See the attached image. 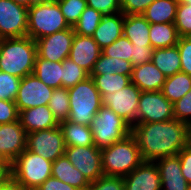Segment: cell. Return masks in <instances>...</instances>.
Returning <instances> with one entry per match:
<instances>
[{
	"label": "cell",
	"mask_w": 191,
	"mask_h": 190,
	"mask_svg": "<svg viewBox=\"0 0 191 190\" xmlns=\"http://www.w3.org/2000/svg\"><path fill=\"white\" fill-rule=\"evenodd\" d=\"M188 125L177 119L165 122L135 124L134 136L143 161L155 162L168 156L178 155L187 145Z\"/></svg>",
	"instance_id": "1"
},
{
	"label": "cell",
	"mask_w": 191,
	"mask_h": 190,
	"mask_svg": "<svg viewBox=\"0 0 191 190\" xmlns=\"http://www.w3.org/2000/svg\"><path fill=\"white\" fill-rule=\"evenodd\" d=\"M36 57V41L29 36L0 42V71L22 79L34 72Z\"/></svg>",
	"instance_id": "2"
},
{
	"label": "cell",
	"mask_w": 191,
	"mask_h": 190,
	"mask_svg": "<svg viewBox=\"0 0 191 190\" xmlns=\"http://www.w3.org/2000/svg\"><path fill=\"white\" fill-rule=\"evenodd\" d=\"M102 171L106 176L124 177L142 162L140 150L132 134L101 149Z\"/></svg>",
	"instance_id": "3"
},
{
	"label": "cell",
	"mask_w": 191,
	"mask_h": 190,
	"mask_svg": "<svg viewBox=\"0 0 191 190\" xmlns=\"http://www.w3.org/2000/svg\"><path fill=\"white\" fill-rule=\"evenodd\" d=\"M70 28L56 0H39L28 8L27 36L33 40Z\"/></svg>",
	"instance_id": "4"
},
{
	"label": "cell",
	"mask_w": 191,
	"mask_h": 190,
	"mask_svg": "<svg viewBox=\"0 0 191 190\" xmlns=\"http://www.w3.org/2000/svg\"><path fill=\"white\" fill-rule=\"evenodd\" d=\"M70 113L68 121L90 126L102 104V96L94 80L88 77L85 81L68 88Z\"/></svg>",
	"instance_id": "5"
},
{
	"label": "cell",
	"mask_w": 191,
	"mask_h": 190,
	"mask_svg": "<svg viewBox=\"0 0 191 190\" xmlns=\"http://www.w3.org/2000/svg\"><path fill=\"white\" fill-rule=\"evenodd\" d=\"M52 163L25 149L11 164V176L27 190H36L52 176Z\"/></svg>",
	"instance_id": "6"
},
{
	"label": "cell",
	"mask_w": 191,
	"mask_h": 190,
	"mask_svg": "<svg viewBox=\"0 0 191 190\" xmlns=\"http://www.w3.org/2000/svg\"><path fill=\"white\" fill-rule=\"evenodd\" d=\"M94 145L105 148L131 134L132 126L108 107L101 106L90 123Z\"/></svg>",
	"instance_id": "7"
},
{
	"label": "cell",
	"mask_w": 191,
	"mask_h": 190,
	"mask_svg": "<svg viewBox=\"0 0 191 190\" xmlns=\"http://www.w3.org/2000/svg\"><path fill=\"white\" fill-rule=\"evenodd\" d=\"M26 149L54 162L66 149L60 126L27 134Z\"/></svg>",
	"instance_id": "8"
},
{
	"label": "cell",
	"mask_w": 191,
	"mask_h": 190,
	"mask_svg": "<svg viewBox=\"0 0 191 190\" xmlns=\"http://www.w3.org/2000/svg\"><path fill=\"white\" fill-rule=\"evenodd\" d=\"M174 119L173 104L164 97L162 91H142L136 124L165 122Z\"/></svg>",
	"instance_id": "9"
},
{
	"label": "cell",
	"mask_w": 191,
	"mask_h": 190,
	"mask_svg": "<svg viewBox=\"0 0 191 190\" xmlns=\"http://www.w3.org/2000/svg\"><path fill=\"white\" fill-rule=\"evenodd\" d=\"M64 155L90 182L104 176L102 171L101 149L91 146H66Z\"/></svg>",
	"instance_id": "10"
},
{
	"label": "cell",
	"mask_w": 191,
	"mask_h": 190,
	"mask_svg": "<svg viewBox=\"0 0 191 190\" xmlns=\"http://www.w3.org/2000/svg\"><path fill=\"white\" fill-rule=\"evenodd\" d=\"M28 8L13 0H0V36L2 39L27 36Z\"/></svg>",
	"instance_id": "11"
},
{
	"label": "cell",
	"mask_w": 191,
	"mask_h": 190,
	"mask_svg": "<svg viewBox=\"0 0 191 190\" xmlns=\"http://www.w3.org/2000/svg\"><path fill=\"white\" fill-rule=\"evenodd\" d=\"M141 90L132 82L123 89L102 96V104L113 110L131 126L136 124Z\"/></svg>",
	"instance_id": "12"
},
{
	"label": "cell",
	"mask_w": 191,
	"mask_h": 190,
	"mask_svg": "<svg viewBox=\"0 0 191 190\" xmlns=\"http://www.w3.org/2000/svg\"><path fill=\"white\" fill-rule=\"evenodd\" d=\"M54 88L47 86L32 73L20 80L15 104L18 112L32 107L48 105Z\"/></svg>",
	"instance_id": "13"
},
{
	"label": "cell",
	"mask_w": 191,
	"mask_h": 190,
	"mask_svg": "<svg viewBox=\"0 0 191 190\" xmlns=\"http://www.w3.org/2000/svg\"><path fill=\"white\" fill-rule=\"evenodd\" d=\"M74 36V29L70 27L37 39V56L51 62H61L69 58Z\"/></svg>",
	"instance_id": "14"
},
{
	"label": "cell",
	"mask_w": 191,
	"mask_h": 190,
	"mask_svg": "<svg viewBox=\"0 0 191 190\" xmlns=\"http://www.w3.org/2000/svg\"><path fill=\"white\" fill-rule=\"evenodd\" d=\"M27 132L17 121L0 124V154L11 164L25 149Z\"/></svg>",
	"instance_id": "15"
},
{
	"label": "cell",
	"mask_w": 191,
	"mask_h": 190,
	"mask_svg": "<svg viewBox=\"0 0 191 190\" xmlns=\"http://www.w3.org/2000/svg\"><path fill=\"white\" fill-rule=\"evenodd\" d=\"M123 180L124 190H162L157 165L152 161H143Z\"/></svg>",
	"instance_id": "16"
},
{
	"label": "cell",
	"mask_w": 191,
	"mask_h": 190,
	"mask_svg": "<svg viewBox=\"0 0 191 190\" xmlns=\"http://www.w3.org/2000/svg\"><path fill=\"white\" fill-rule=\"evenodd\" d=\"M101 51L93 37L75 34L69 58L90 74Z\"/></svg>",
	"instance_id": "17"
},
{
	"label": "cell",
	"mask_w": 191,
	"mask_h": 190,
	"mask_svg": "<svg viewBox=\"0 0 191 190\" xmlns=\"http://www.w3.org/2000/svg\"><path fill=\"white\" fill-rule=\"evenodd\" d=\"M22 127L28 133L47 130L59 126L48 105L21 110L18 117Z\"/></svg>",
	"instance_id": "18"
},
{
	"label": "cell",
	"mask_w": 191,
	"mask_h": 190,
	"mask_svg": "<svg viewBox=\"0 0 191 190\" xmlns=\"http://www.w3.org/2000/svg\"><path fill=\"white\" fill-rule=\"evenodd\" d=\"M155 163L161 178L163 190H187L188 182L181 173V164L178 155L157 159Z\"/></svg>",
	"instance_id": "19"
},
{
	"label": "cell",
	"mask_w": 191,
	"mask_h": 190,
	"mask_svg": "<svg viewBox=\"0 0 191 190\" xmlns=\"http://www.w3.org/2000/svg\"><path fill=\"white\" fill-rule=\"evenodd\" d=\"M166 76L150 61L133 66L131 82L141 91H161Z\"/></svg>",
	"instance_id": "20"
},
{
	"label": "cell",
	"mask_w": 191,
	"mask_h": 190,
	"mask_svg": "<svg viewBox=\"0 0 191 190\" xmlns=\"http://www.w3.org/2000/svg\"><path fill=\"white\" fill-rule=\"evenodd\" d=\"M124 15L123 12H118L111 16L102 17L92 36L101 50L123 35Z\"/></svg>",
	"instance_id": "21"
},
{
	"label": "cell",
	"mask_w": 191,
	"mask_h": 190,
	"mask_svg": "<svg viewBox=\"0 0 191 190\" xmlns=\"http://www.w3.org/2000/svg\"><path fill=\"white\" fill-rule=\"evenodd\" d=\"M149 29L150 23L143 15H124L123 35L134 46H151Z\"/></svg>",
	"instance_id": "22"
},
{
	"label": "cell",
	"mask_w": 191,
	"mask_h": 190,
	"mask_svg": "<svg viewBox=\"0 0 191 190\" xmlns=\"http://www.w3.org/2000/svg\"><path fill=\"white\" fill-rule=\"evenodd\" d=\"M52 177L79 190H86L90 185V182L71 164L65 155L52 163Z\"/></svg>",
	"instance_id": "23"
},
{
	"label": "cell",
	"mask_w": 191,
	"mask_h": 190,
	"mask_svg": "<svg viewBox=\"0 0 191 190\" xmlns=\"http://www.w3.org/2000/svg\"><path fill=\"white\" fill-rule=\"evenodd\" d=\"M151 62L166 76H172L181 71L180 52L177 45L154 49Z\"/></svg>",
	"instance_id": "24"
},
{
	"label": "cell",
	"mask_w": 191,
	"mask_h": 190,
	"mask_svg": "<svg viewBox=\"0 0 191 190\" xmlns=\"http://www.w3.org/2000/svg\"><path fill=\"white\" fill-rule=\"evenodd\" d=\"M178 0H155L142 14L150 24L174 23Z\"/></svg>",
	"instance_id": "25"
},
{
	"label": "cell",
	"mask_w": 191,
	"mask_h": 190,
	"mask_svg": "<svg viewBox=\"0 0 191 190\" xmlns=\"http://www.w3.org/2000/svg\"><path fill=\"white\" fill-rule=\"evenodd\" d=\"M59 126L62 129L66 146H91L94 145L93 134L90 126L62 121Z\"/></svg>",
	"instance_id": "26"
},
{
	"label": "cell",
	"mask_w": 191,
	"mask_h": 190,
	"mask_svg": "<svg viewBox=\"0 0 191 190\" xmlns=\"http://www.w3.org/2000/svg\"><path fill=\"white\" fill-rule=\"evenodd\" d=\"M179 34L174 23L150 24L149 39L154 49H161L177 45Z\"/></svg>",
	"instance_id": "27"
},
{
	"label": "cell",
	"mask_w": 191,
	"mask_h": 190,
	"mask_svg": "<svg viewBox=\"0 0 191 190\" xmlns=\"http://www.w3.org/2000/svg\"><path fill=\"white\" fill-rule=\"evenodd\" d=\"M33 73L49 87H62V61L51 62L37 56Z\"/></svg>",
	"instance_id": "28"
},
{
	"label": "cell",
	"mask_w": 191,
	"mask_h": 190,
	"mask_svg": "<svg viewBox=\"0 0 191 190\" xmlns=\"http://www.w3.org/2000/svg\"><path fill=\"white\" fill-rule=\"evenodd\" d=\"M191 90V76L180 71L176 74L166 77L162 93L172 104L182 98Z\"/></svg>",
	"instance_id": "29"
},
{
	"label": "cell",
	"mask_w": 191,
	"mask_h": 190,
	"mask_svg": "<svg viewBox=\"0 0 191 190\" xmlns=\"http://www.w3.org/2000/svg\"><path fill=\"white\" fill-rule=\"evenodd\" d=\"M133 65L130 61L123 59L112 58L100 54V57L95 62L94 67L89 75H102V74H122L132 76Z\"/></svg>",
	"instance_id": "30"
},
{
	"label": "cell",
	"mask_w": 191,
	"mask_h": 190,
	"mask_svg": "<svg viewBox=\"0 0 191 190\" xmlns=\"http://www.w3.org/2000/svg\"><path fill=\"white\" fill-rule=\"evenodd\" d=\"M94 80L95 86L101 96L106 93H114L131 83V77L122 74L89 75Z\"/></svg>",
	"instance_id": "31"
},
{
	"label": "cell",
	"mask_w": 191,
	"mask_h": 190,
	"mask_svg": "<svg viewBox=\"0 0 191 190\" xmlns=\"http://www.w3.org/2000/svg\"><path fill=\"white\" fill-rule=\"evenodd\" d=\"M48 107L59 123L68 120L70 113L68 89L64 87L55 88L48 102Z\"/></svg>",
	"instance_id": "32"
},
{
	"label": "cell",
	"mask_w": 191,
	"mask_h": 190,
	"mask_svg": "<svg viewBox=\"0 0 191 190\" xmlns=\"http://www.w3.org/2000/svg\"><path fill=\"white\" fill-rule=\"evenodd\" d=\"M102 17L103 16L99 11L87 6L82 12L77 23L73 26L74 33L77 35L92 37Z\"/></svg>",
	"instance_id": "33"
},
{
	"label": "cell",
	"mask_w": 191,
	"mask_h": 190,
	"mask_svg": "<svg viewBox=\"0 0 191 190\" xmlns=\"http://www.w3.org/2000/svg\"><path fill=\"white\" fill-rule=\"evenodd\" d=\"M88 77L89 73L70 58L62 61V87L71 88Z\"/></svg>",
	"instance_id": "34"
},
{
	"label": "cell",
	"mask_w": 191,
	"mask_h": 190,
	"mask_svg": "<svg viewBox=\"0 0 191 190\" xmlns=\"http://www.w3.org/2000/svg\"><path fill=\"white\" fill-rule=\"evenodd\" d=\"M132 51L133 44L126 36L122 35L111 45H108L106 48L102 49L101 53L112 58L114 57L130 61L132 64Z\"/></svg>",
	"instance_id": "35"
},
{
	"label": "cell",
	"mask_w": 191,
	"mask_h": 190,
	"mask_svg": "<svg viewBox=\"0 0 191 190\" xmlns=\"http://www.w3.org/2000/svg\"><path fill=\"white\" fill-rule=\"evenodd\" d=\"M68 25L73 27L87 7L86 0H56Z\"/></svg>",
	"instance_id": "36"
},
{
	"label": "cell",
	"mask_w": 191,
	"mask_h": 190,
	"mask_svg": "<svg viewBox=\"0 0 191 190\" xmlns=\"http://www.w3.org/2000/svg\"><path fill=\"white\" fill-rule=\"evenodd\" d=\"M21 78L0 71V100L15 101Z\"/></svg>",
	"instance_id": "37"
},
{
	"label": "cell",
	"mask_w": 191,
	"mask_h": 190,
	"mask_svg": "<svg viewBox=\"0 0 191 190\" xmlns=\"http://www.w3.org/2000/svg\"><path fill=\"white\" fill-rule=\"evenodd\" d=\"M174 24L180 37H191V5L178 3Z\"/></svg>",
	"instance_id": "38"
},
{
	"label": "cell",
	"mask_w": 191,
	"mask_h": 190,
	"mask_svg": "<svg viewBox=\"0 0 191 190\" xmlns=\"http://www.w3.org/2000/svg\"><path fill=\"white\" fill-rule=\"evenodd\" d=\"M174 118L191 125V90L173 104Z\"/></svg>",
	"instance_id": "39"
},
{
	"label": "cell",
	"mask_w": 191,
	"mask_h": 190,
	"mask_svg": "<svg viewBox=\"0 0 191 190\" xmlns=\"http://www.w3.org/2000/svg\"><path fill=\"white\" fill-rule=\"evenodd\" d=\"M86 190H124V180L121 176H102L90 183Z\"/></svg>",
	"instance_id": "40"
},
{
	"label": "cell",
	"mask_w": 191,
	"mask_h": 190,
	"mask_svg": "<svg viewBox=\"0 0 191 190\" xmlns=\"http://www.w3.org/2000/svg\"><path fill=\"white\" fill-rule=\"evenodd\" d=\"M87 6L99 11L102 16L121 12V0H86Z\"/></svg>",
	"instance_id": "41"
},
{
	"label": "cell",
	"mask_w": 191,
	"mask_h": 190,
	"mask_svg": "<svg viewBox=\"0 0 191 190\" xmlns=\"http://www.w3.org/2000/svg\"><path fill=\"white\" fill-rule=\"evenodd\" d=\"M177 47L180 52L181 71L191 76V37H180Z\"/></svg>",
	"instance_id": "42"
},
{
	"label": "cell",
	"mask_w": 191,
	"mask_h": 190,
	"mask_svg": "<svg viewBox=\"0 0 191 190\" xmlns=\"http://www.w3.org/2000/svg\"><path fill=\"white\" fill-rule=\"evenodd\" d=\"M155 0H121V12L125 15H142Z\"/></svg>",
	"instance_id": "43"
},
{
	"label": "cell",
	"mask_w": 191,
	"mask_h": 190,
	"mask_svg": "<svg viewBox=\"0 0 191 190\" xmlns=\"http://www.w3.org/2000/svg\"><path fill=\"white\" fill-rule=\"evenodd\" d=\"M18 117L15 101L0 100V124L17 121Z\"/></svg>",
	"instance_id": "44"
},
{
	"label": "cell",
	"mask_w": 191,
	"mask_h": 190,
	"mask_svg": "<svg viewBox=\"0 0 191 190\" xmlns=\"http://www.w3.org/2000/svg\"><path fill=\"white\" fill-rule=\"evenodd\" d=\"M154 48L152 46H134L132 51V65L139 66L150 62Z\"/></svg>",
	"instance_id": "45"
},
{
	"label": "cell",
	"mask_w": 191,
	"mask_h": 190,
	"mask_svg": "<svg viewBox=\"0 0 191 190\" xmlns=\"http://www.w3.org/2000/svg\"><path fill=\"white\" fill-rule=\"evenodd\" d=\"M178 156L181 164V173L188 184H191V148L186 145L179 151Z\"/></svg>",
	"instance_id": "46"
},
{
	"label": "cell",
	"mask_w": 191,
	"mask_h": 190,
	"mask_svg": "<svg viewBox=\"0 0 191 190\" xmlns=\"http://www.w3.org/2000/svg\"><path fill=\"white\" fill-rule=\"evenodd\" d=\"M36 190H79L61 180L49 177Z\"/></svg>",
	"instance_id": "47"
},
{
	"label": "cell",
	"mask_w": 191,
	"mask_h": 190,
	"mask_svg": "<svg viewBox=\"0 0 191 190\" xmlns=\"http://www.w3.org/2000/svg\"><path fill=\"white\" fill-rule=\"evenodd\" d=\"M0 190H27L11 175L2 183H0Z\"/></svg>",
	"instance_id": "48"
},
{
	"label": "cell",
	"mask_w": 191,
	"mask_h": 190,
	"mask_svg": "<svg viewBox=\"0 0 191 190\" xmlns=\"http://www.w3.org/2000/svg\"><path fill=\"white\" fill-rule=\"evenodd\" d=\"M10 175V163L4 157H0V183L5 181Z\"/></svg>",
	"instance_id": "49"
},
{
	"label": "cell",
	"mask_w": 191,
	"mask_h": 190,
	"mask_svg": "<svg viewBox=\"0 0 191 190\" xmlns=\"http://www.w3.org/2000/svg\"><path fill=\"white\" fill-rule=\"evenodd\" d=\"M14 2L21 4L27 8L31 7L34 3H36L39 0H13Z\"/></svg>",
	"instance_id": "50"
},
{
	"label": "cell",
	"mask_w": 191,
	"mask_h": 190,
	"mask_svg": "<svg viewBox=\"0 0 191 190\" xmlns=\"http://www.w3.org/2000/svg\"><path fill=\"white\" fill-rule=\"evenodd\" d=\"M187 146L191 148V125L187 129Z\"/></svg>",
	"instance_id": "51"
},
{
	"label": "cell",
	"mask_w": 191,
	"mask_h": 190,
	"mask_svg": "<svg viewBox=\"0 0 191 190\" xmlns=\"http://www.w3.org/2000/svg\"><path fill=\"white\" fill-rule=\"evenodd\" d=\"M178 2L191 5V0H178Z\"/></svg>",
	"instance_id": "52"
},
{
	"label": "cell",
	"mask_w": 191,
	"mask_h": 190,
	"mask_svg": "<svg viewBox=\"0 0 191 190\" xmlns=\"http://www.w3.org/2000/svg\"><path fill=\"white\" fill-rule=\"evenodd\" d=\"M187 190H191V184H188Z\"/></svg>",
	"instance_id": "53"
}]
</instances>
